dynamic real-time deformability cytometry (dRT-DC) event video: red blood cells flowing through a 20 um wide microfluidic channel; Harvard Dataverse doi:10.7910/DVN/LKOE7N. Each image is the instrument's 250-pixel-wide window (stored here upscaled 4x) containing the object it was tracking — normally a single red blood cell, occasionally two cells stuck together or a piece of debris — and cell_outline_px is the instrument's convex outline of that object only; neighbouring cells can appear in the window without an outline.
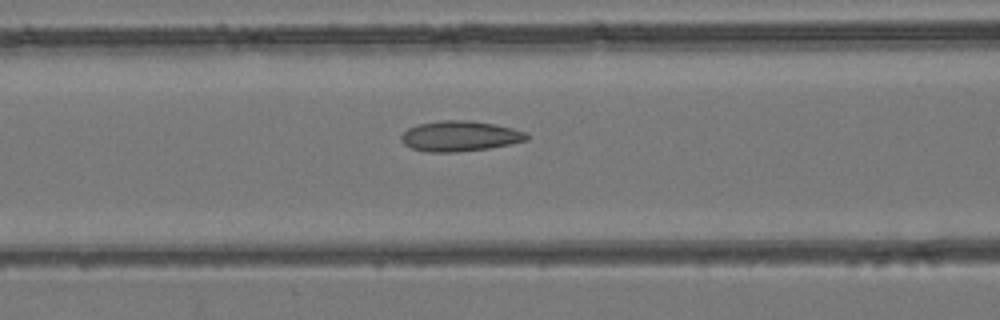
{"species": "common noctule bat (a hibernating species)", "species_latin": "Nyctalus noctula", "temperature_condition": "room temperature", "stored_images_in_passage": 36, "camera_frame_rate_fps": 3000, "um_per_image_px": 0.085, "animal": {"sex": "female", "body_mass_g": 24.6, "forearm_length_mm": 56.2}, "frame": {"image": 1, "passage_image": 7, "time_ms": 2.0, "image_size_px": [1000, 320], "cell_outline_px": [[528, 140], [488, 148], [456, 152], [428, 152], [412, 148], [404, 144], [400, 140], [400, 136], [408, 128], [420, 124], [440, 120], [472, 120], [496, 124], [512, 128], [524, 132], [528, 136]], "centroid_in_image_um": [39.07, 11.56], "position_along_channel_um": 127.5, "area_um2": 22.14}}
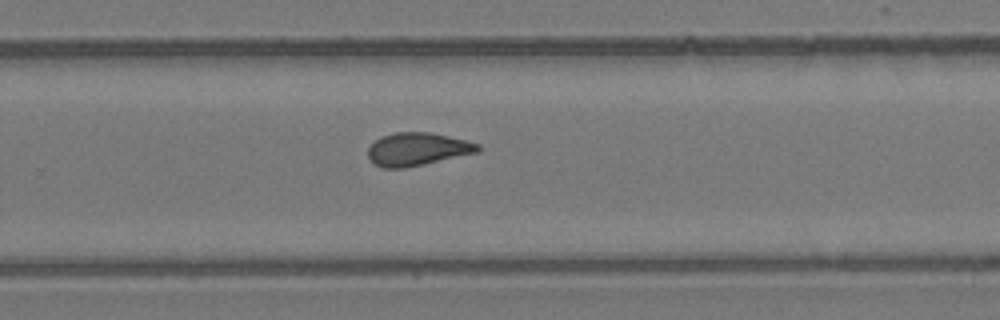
{"frame": {"image": 2, "passage_image": 19, "time_ms": 6.0, "image_size_px": [1000, 320], "cell_outline_px": [[480, 152], [424, 164], [404, 168], [384, 168], [376, 164], [368, 156], [368, 148], [380, 136], [392, 132], [428, 132], [448, 136], [480, 144]], "centroid_in_image_um": [35.49, 12.67], "position_along_channel_um": 294.3, "area_um2": 21.04}}
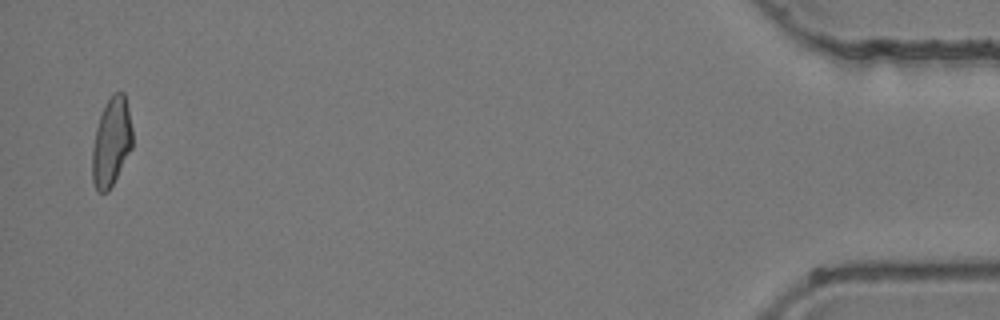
{"frame": {"image": 3, "passage_image": 35, "time_ms": 11.333, "image_size_px": [1000, 320], "cell_outline_px": [[132, 148], [108, 192], [100, 192], [96, 188], [92, 180], [92, 148], [96, 128], [104, 104], [116, 92], [124, 92], [128, 108], [132, 128]], "centroid_in_image_um": [9.46, 12.07], "position_along_channel_um": 425.7, "area_um2": 20.58}}